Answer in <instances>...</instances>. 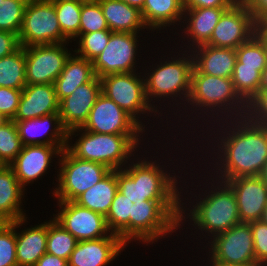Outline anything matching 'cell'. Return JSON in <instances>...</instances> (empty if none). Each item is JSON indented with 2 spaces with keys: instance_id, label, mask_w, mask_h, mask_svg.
<instances>
[{
  "instance_id": "1",
  "label": "cell",
  "mask_w": 267,
  "mask_h": 266,
  "mask_svg": "<svg viewBox=\"0 0 267 266\" xmlns=\"http://www.w3.org/2000/svg\"><path fill=\"white\" fill-rule=\"evenodd\" d=\"M180 203L181 200L127 198L118 191L106 223L111 233L118 235L125 244L133 239L150 243L180 227L184 220Z\"/></svg>"
},
{
  "instance_id": "2",
  "label": "cell",
  "mask_w": 267,
  "mask_h": 266,
  "mask_svg": "<svg viewBox=\"0 0 267 266\" xmlns=\"http://www.w3.org/2000/svg\"><path fill=\"white\" fill-rule=\"evenodd\" d=\"M234 118L233 131H228L225 137L221 136L220 159L222 180L239 177L259 176L267 161V128L258 125L246 117ZM239 120V121H238ZM238 121V122H237ZM238 125H237V124ZM225 163V164H224ZM223 168V170H221ZM225 177V178H224Z\"/></svg>"
},
{
  "instance_id": "3",
  "label": "cell",
  "mask_w": 267,
  "mask_h": 266,
  "mask_svg": "<svg viewBox=\"0 0 267 266\" xmlns=\"http://www.w3.org/2000/svg\"><path fill=\"white\" fill-rule=\"evenodd\" d=\"M138 162L131 167L129 165V169L116 170L118 191L121 194L134 199L180 200L175 176H168L155 162Z\"/></svg>"
},
{
  "instance_id": "4",
  "label": "cell",
  "mask_w": 267,
  "mask_h": 266,
  "mask_svg": "<svg viewBox=\"0 0 267 266\" xmlns=\"http://www.w3.org/2000/svg\"><path fill=\"white\" fill-rule=\"evenodd\" d=\"M83 131L78 141L73 146L68 144L66 149L76 158L101 163L111 170L123 169L121 165H124L139 143L138 134Z\"/></svg>"
},
{
  "instance_id": "5",
  "label": "cell",
  "mask_w": 267,
  "mask_h": 266,
  "mask_svg": "<svg viewBox=\"0 0 267 266\" xmlns=\"http://www.w3.org/2000/svg\"><path fill=\"white\" fill-rule=\"evenodd\" d=\"M219 187L214 192L209 191V195L205 196L197 205H193L194 209H191V215H189L195 226L207 233L211 232L214 234L212 236L227 231L240 223L239 210L233 190L223 181Z\"/></svg>"
},
{
  "instance_id": "6",
  "label": "cell",
  "mask_w": 267,
  "mask_h": 266,
  "mask_svg": "<svg viewBox=\"0 0 267 266\" xmlns=\"http://www.w3.org/2000/svg\"><path fill=\"white\" fill-rule=\"evenodd\" d=\"M60 155L59 184L53 193L59 201H75L112 171L101 163L76 158L66 148Z\"/></svg>"
},
{
  "instance_id": "7",
  "label": "cell",
  "mask_w": 267,
  "mask_h": 266,
  "mask_svg": "<svg viewBox=\"0 0 267 266\" xmlns=\"http://www.w3.org/2000/svg\"><path fill=\"white\" fill-rule=\"evenodd\" d=\"M189 102H192L190 105L192 104L193 106L196 104V108L197 105L201 108L209 107L212 110L217 106L218 110L224 107L222 110L225 109V113L226 110H230L233 107L232 115H234V110L237 112V114L235 113V117L239 114V116L242 115L241 117H245L247 109V103L237 93L232 78L211 76L201 72L191 73V91L187 103Z\"/></svg>"
},
{
  "instance_id": "8",
  "label": "cell",
  "mask_w": 267,
  "mask_h": 266,
  "mask_svg": "<svg viewBox=\"0 0 267 266\" xmlns=\"http://www.w3.org/2000/svg\"><path fill=\"white\" fill-rule=\"evenodd\" d=\"M18 40L22 47L67 43L52 2L28 0Z\"/></svg>"
},
{
  "instance_id": "9",
  "label": "cell",
  "mask_w": 267,
  "mask_h": 266,
  "mask_svg": "<svg viewBox=\"0 0 267 266\" xmlns=\"http://www.w3.org/2000/svg\"><path fill=\"white\" fill-rule=\"evenodd\" d=\"M135 72L108 74L100 78L101 93L113 100L121 109L128 113L141 127L137 113L155 111L148 102L145 93V80L137 78ZM147 110V111H146Z\"/></svg>"
},
{
  "instance_id": "10",
  "label": "cell",
  "mask_w": 267,
  "mask_h": 266,
  "mask_svg": "<svg viewBox=\"0 0 267 266\" xmlns=\"http://www.w3.org/2000/svg\"><path fill=\"white\" fill-rule=\"evenodd\" d=\"M193 55L189 58L179 57L173 61H165V64L157 65L145 80V93L148 102L150 97L161 98L163 96L184 95L188 101L191 91V73L193 70ZM191 57V58H190ZM182 59V60H181ZM177 94V95H176ZM153 96V97H152Z\"/></svg>"
},
{
  "instance_id": "11",
  "label": "cell",
  "mask_w": 267,
  "mask_h": 266,
  "mask_svg": "<svg viewBox=\"0 0 267 266\" xmlns=\"http://www.w3.org/2000/svg\"><path fill=\"white\" fill-rule=\"evenodd\" d=\"M83 129L101 134H140L144 131V127L102 93L97 97L85 124L68 131V139L77 130Z\"/></svg>"
},
{
  "instance_id": "12",
  "label": "cell",
  "mask_w": 267,
  "mask_h": 266,
  "mask_svg": "<svg viewBox=\"0 0 267 266\" xmlns=\"http://www.w3.org/2000/svg\"><path fill=\"white\" fill-rule=\"evenodd\" d=\"M257 32L258 26L252 14L239 0L222 14L207 45L236 50Z\"/></svg>"
},
{
  "instance_id": "13",
  "label": "cell",
  "mask_w": 267,
  "mask_h": 266,
  "mask_svg": "<svg viewBox=\"0 0 267 266\" xmlns=\"http://www.w3.org/2000/svg\"><path fill=\"white\" fill-rule=\"evenodd\" d=\"M70 55L64 43L25 47L26 83L54 84Z\"/></svg>"
},
{
  "instance_id": "14",
  "label": "cell",
  "mask_w": 267,
  "mask_h": 266,
  "mask_svg": "<svg viewBox=\"0 0 267 266\" xmlns=\"http://www.w3.org/2000/svg\"><path fill=\"white\" fill-rule=\"evenodd\" d=\"M212 241V257L222 263L257 265L254 242L249 223L240 222L215 236Z\"/></svg>"
},
{
  "instance_id": "15",
  "label": "cell",
  "mask_w": 267,
  "mask_h": 266,
  "mask_svg": "<svg viewBox=\"0 0 267 266\" xmlns=\"http://www.w3.org/2000/svg\"><path fill=\"white\" fill-rule=\"evenodd\" d=\"M136 33L112 32L105 49L92 61L95 75L131 73L135 68Z\"/></svg>"
},
{
  "instance_id": "16",
  "label": "cell",
  "mask_w": 267,
  "mask_h": 266,
  "mask_svg": "<svg viewBox=\"0 0 267 266\" xmlns=\"http://www.w3.org/2000/svg\"><path fill=\"white\" fill-rule=\"evenodd\" d=\"M59 206L63 209L53 219L78 241L103 238L110 232L104 215L81 207L74 201H59Z\"/></svg>"
},
{
  "instance_id": "17",
  "label": "cell",
  "mask_w": 267,
  "mask_h": 266,
  "mask_svg": "<svg viewBox=\"0 0 267 266\" xmlns=\"http://www.w3.org/2000/svg\"><path fill=\"white\" fill-rule=\"evenodd\" d=\"M223 182L235 194L240 222L262 219L267 205V184L259 176L239 177Z\"/></svg>"
},
{
  "instance_id": "18",
  "label": "cell",
  "mask_w": 267,
  "mask_h": 266,
  "mask_svg": "<svg viewBox=\"0 0 267 266\" xmlns=\"http://www.w3.org/2000/svg\"><path fill=\"white\" fill-rule=\"evenodd\" d=\"M101 94V80L95 76L91 81L80 85L74 92L59 101V116L67 131L81 128Z\"/></svg>"
},
{
  "instance_id": "19",
  "label": "cell",
  "mask_w": 267,
  "mask_h": 266,
  "mask_svg": "<svg viewBox=\"0 0 267 266\" xmlns=\"http://www.w3.org/2000/svg\"><path fill=\"white\" fill-rule=\"evenodd\" d=\"M126 244L121 238L110 235L86 241H78L68 259V266H106L119 255Z\"/></svg>"
},
{
  "instance_id": "20",
  "label": "cell",
  "mask_w": 267,
  "mask_h": 266,
  "mask_svg": "<svg viewBox=\"0 0 267 266\" xmlns=\"http://www.w3.org/2000/svg\"><path fill=\"white\" fill-rule=\"evenodd\" d=\"M62 150L58 146L51 145H27L9 165L24 187L27 183L40 178L50 165L52 155H60Z\"/></svg>"
},
{
  "instance_id": "21",
  "label": "cell",
  "mask_w": 267,
  "mask_h": 266,
  "mask_svg": "<svg viewBox=\"0 0 267 266\" xmlns=\"http://www.w3.org/2000/svg\"><path fill=\"white\" fill-rule=\"evenodd\" d=\"M14 122L17 126L19 137L23 146L43 144L58 146L61 150H64L68 145V131L64 128L59 113H52L42 117ZM52 123H54L53 132L48 134L49 136L47 139L38 140L36 137L40 136V133H45L46 135V132L49 131Z\"/></svg>"
},
{
  "instance_id": "22",
  "label": "cell",
  "mask_w": 267,
  "mask_h": 266,
  "mask_svg": "<svg viewBox=\"0 0 267 266\" xmlns=\"http://www.w3.org/2000/svg\"><path fill=\"white\" fill-rule=\"evenodd\" d=\"M59 112L54 84H27L22 89L13 121H24Z\"/></svg>"
},
{
  "instance_id": "23",
  "label": "cell",
  "mask_w": 267,
  "mask_h": 266,
  "mask_svg": "<svg viewBox=\"0 0 267 266\" xmlns=\"http://www.w3.org/2000/svg\"><path fill=\"white\" fill-rule=\"evenodd\" d=\"M197 48L198 50L195 51L197 54H194V51L192 54L195 56H193L192 72L232 78L236 63L235 49L217 48L207 44L198 46Z\"/></svg>"
},
{
  "instance_id": "24",
  "label": "cell",
  "mask_w": 267,
  "mask_h": 266,
  "mask_svg": "<svg viewBox=\"0 0 267 266\" xmlns=\"http://www.w3.org/2000/svg\"><path fill=\"white\" fill-rule=\"evenodd\" d=\"M112 32L138 33L140 28L146 27L141 11L121 0H98Z\"/></svg>"
},
{
  "instance_id": "25",
  "label": "cell",
  "mask_w": 267,
  "mask_h": 266,
  "mask_svg": "<svg viewBox=\"0 0 267 266\" xmlns=\"http://www.w3.org/2000/svg\"><path fill=\"white\" fill-rule=\"evenodd\" d=\"M93 63L80 56H69L54 86L58 101L71 95L82 84L95 77Z\"/></svg>"
},
{
  "instance_id": "26",
  "label": "cell",
  "mask_w": 267,
  "mask_h": 266,
  "mask_svg": "<svg viewBox=\"0 0 267 266\" xmlns=\"http://www.w3.org/2000/svg\"><path fill=\"white\" fill-rule=\"evenodd\" d=\"M23 186L17 180L13 169L4 165L0 169V218L4 222L16 221L25 217L21 211Z\"/></svg>"
},
{
  "instance_id": "27",
  "label": "cell",
  "mask_w": 267,
  "mask_h": 266,
  "mask_svg": "<svg viewBox=\"0 0 267 266\" xmlns=\"http://www.w3.org/2000/svg\"><path fill=\"white\" fill-rule=\"evenodd\" d=\"M48 222L21 233H16V259L18 266H35L46 253Z\"/></svg>"
},
{
  "instance_id": "28",
  "label": "cell",
  "mask_w": 267,
  "mask_h": 266,
  "mask_svg": "<svg viewBox=\"0 0 267 266\" xmlns=\"http://www.w3.org/2000/svg\"><path fill=\"white\" fill-rule=\"evenodd\" d=\"M117 192L116 170H112L100 182L81 194L74 202L106 217Z\"/></svg>"
},
{
  "instance_id": "29",
  "label": "cell",
  "mask_w": 267,
  "mask_h": 266,
  "mask_svg": "<svg viewBox=\"0 0 267 266\" xmlns=\"http://www.w3.org/2000/svg\"><path fill=\"white\" fill-rule=\"evenodd\" d=\"M229 8H194L185 9L184 12H189L187 28H185L186 34H190L192 37L193 45L196 47L205 45L210 41L212 32L220 20L222 14ZM190 20V21H189ZM189 25V26H188Z\"/></svg>"
},
{
  "instance_id": "30",
  "label": "cell",
  "mask_w": 267,
  "mask_h": 266,
  "mask_svg": "<svg viewBox=\"0 0 267 266\" xmlns=\"http://www.w3.org/2000/svg\"><path fill=\"white\" fill-rule=\"evenodd\" d=\"M141 14L146 26L158 29L180 21L185 13L182 0H145Z\"/></svg>"
},
{
  "instance_id": "31",
  "label": "cell",
  "mask_w": 267,
  "mask_h": 266,
  "mask_svg": "<svg viewBox=\"0 0 267 266\" xmlns=\"http://www.w3.org/2000/svg\"><path fill=\"white\" fill-rule=\"evenodd\" d=\"M26 83L25 47L0 59V87L23 89Z\"/></svg>"
},
{
  "instance_id": "32",
  "label": "cell",
  "mask_w": 267,
  "mask_h": 266,
  "mask_svg": "<svg viewBox=\"0 0 267 266\" xmlns=\"http://www.w3.org/2000/svg\"><path fill=\"white\" fill-rule=\"evenodd\" d=\"M236 60L241 67L256 68L262 74L267 66V41L259 31L236 49Z\"/></svg>"
},
{
  "instance_id": "33",
  "label": "cell",
  "mask_w": 267,
  "mask_h": 266,
  "mask_svg": "<svg viewBox=\"0 0 267 266\" xmlns=\"http://www.w3.org/2000/svg\"><path fill=\"white\" fill-rule=\"evenodd\" d=\"M78 240L54 219L48 222L46 252L68 260Z\"/></svg>"
},
{
  "instance_id": "34",
  "label": "cell",
  "mask_w": 267,
  "mask_h": 266,
  "mask_svg": "<svg viewBox=\"0 0 267 266\" xmlns=\"http://www.w3.org/2000/svg\"><path fill=\"white\" fill-rule=\"evenodd\" d=\"M53 5L63 36L67 41L78 37L82 2L66 0Z\"/></svg>"
},
{
  "instance_id": "35",
  "label": "cell",
  "mask_w": 267,
  "mask_h": 266,
  "mask_svg": "<svg viewBox=\"0 0 267 266\" xmlns=\"http://www.w3.org/2000/svg\"><path fill=\"white\" fill-rule=\"evenodd\" d=\"M232 81L237 93L248 103L260 89L261 73L256 68L241 67L236 60Z\"/></svg>"
},
{
  "instance_id": "36",
  "label": "cell",
  "mask_w": 267,
  "mask_h": 266,
  "mask_svg": "<svg viewBox=\"0 0 267 266\" xmlns=\"http://www.w3.org/2000/svg\"><path fill=\"white\" fill-rule=\"evenodd\" d=\"M22 147L15 122L3 121L0 124V161L9 166L21 152Z\"/></svg>"
},
{
  "instance_id": "37",
  "label": "cell",
  "mask_w": 267,
  "mask_h": 266,
  "mask_svg": "<svg viewBox=\"0 0 267 266\" xmlns=\"http://www.w3.org/2000/svg\"><path fill=\"white\" fill-rule=\"evenodd\" d=\"M25 218L4 222L0 226V266H18L16 259V228L26 221Z\"/></svg>"
},
{
  "instance_id": "38",
  "label": "cell",
  "mask_w": 267,
  "mask_h": 266,
  "mask_svg": "<svg viewBox=\"0 0 267 266\" xmlns=\"http://www.w3.org/2000/svg\"><path fill=\"white\" fill-rule=\"evenodd\" d=\"M28 0H4L0 5V30L19 35Z\"/></svg>"
},
{
  "instance_id": "39",
  "label": "cell",
  "mask_w": 267,
  "mask_h": 266,
  "mask_svg": "<svg viewBox=\"0 0 267 266\" xmlns=\"http://www.w3.org/2000/svg\"><path fill=\"white\" fill-rule=\"evenodd\" d=\"M109 30L98 0L82 2L79 34Z\"/></svg>"
},
{
  "instance_id": "40",
  "label": "cell",
  "mask_w": 267,
  "mask_h": 266,
  "mask_svg": "<svg viewBox=\"0 0 267 266\" xmlns=\"http://www.w3.org/2000/svg\"><path fill=\"white\" fill-rule=\"evenodd\" d=\"M111 33L110 30H101L79 34L78 37H81L79 38L80 48L75 50L76 54L80 53V57L92 62L105 49Z\"/></svg>"
},
{
  "instance_id": "41",
  "label": "cell",
  "mask_w": 267,
  "mask_h": 266,
  "mask_svg": "<svg viewBox=\"0 0 267 266\" xmlns=\"http://www.w3.org/2000/svg\"><path fill=\"white\" fill-rule=\"evenodd\" d=\"M245 117L267 128V89H259L249 100Z\"/></svg>"
},
{
  "instance_id": "42",
  "label": "cell",
  "mask_w": 267,
  "mask_h": 266,
  "mask_svg": "<svg viewBox=\"0 0 267 266\" xmlns=\"http://www.w3.org/2000/svg\"><path fill=\"white\" fill-rule=\"evenodd\" d=\"M249 224L253 236L256 264L265 266L267 265V224L262 220L252 221Z\"/></svg>"
},
{
  "instance_id": "43",
  "label": "cell",
  "mask_w": 267,
  "mask_h": 266,
  "mask_svg": "<svg viewBox=\"0 0 267 266\" xmlns=\"http://www.w3.org/2000/svg\"><path fill=\"white\" fill-rule=\"evenodd\" d=\"M22 89L0 87V115L12 120L17 112Z\"/></svg>"
},
{
  "instance_id": "44",
  "label": "cell",
  "mask_w": 267,
  "mask_h": 266,
  "mask_svg": "<svg viewBox=\"0 0 267 266\" xmlns=\"http://www.w3.org/2000/svg\"><path fill=\"white\" fill-rule=\"evenodd\" d=\"M252 14L257 26L267 22V0H241Z\"/></svg>"
},
{
  "instance_id": "45",
  "label": "cell",
  "mask_w": 267,
  "mask_h": 266,
  "mask_svg": "<svg viewBox=\"0 0 267 266\" xmlns=\"http://www.w3.org/2000/svg\"><path fill=\"white\" fill-rule=\"evenodd\" d=\"M239 0H182L183 8H230Z\"/></svg>"
},
{
  "instance_id": "46",
  "label": "cell",
  "mask_w": 267,
  "mask_h": 266,
  "mask_svg": "<svg viewBox=\"0 0 267 266\" xmlns=\"http://www.w3.org/2000/svg\"><path fill=\"white\" fill-rule=\"evenodd\" d=\"M19 47L20 44L16 34L0 30V59L12 54Z\"/></svg>"
},
{
  "instance_id": "47",
  "label": "cell",
  "mask_w": 267,
  "mask_h": 266,
  "mask_svg": "<svg viewBox=\"0 0 267 266\" xmlns=\"http://www.w3.org/2000/svg\"><path fill=\"white\" fill-rule=\"evenodd\" d=\"M35 266H68V260L46 252L38 259Z\"/></svg>"
},
{
  "instance_id": "48",
  "label": "cell",
  "mask_w": 267,
  "mask_h": 266,
  "mask_svg": "<svg viewBox=\"0 0 267 266\" xmlns=\"http://www.w3.org/2000/svg\"><path fill=\"white\" fill-rule=\"evenodd\" d=\"M123 2H125L126 4L138 8L140 11L143 9L144 7V2L145 0H121Z\"/></svg>"
},
{
  "instance_id": "49",
  "label": "cell",
  "mask_w": 267,
  "mask_h": 266,
  "mask_svg": "<svg viewBox=\"0 0 267 266\" xmlns=\"http://www.w3.org/2000/svg\"><path fill=\"white\" fill-rule=\"evenodd\" d=\"M260 89H267V66L264 68L261 74Z\"/></svg>"
},
{
  "instance_id": "50",
  "label": "cell",
  "mask_w": 267,
  "mask_h": 266,
  "mask_svg": "<svg viewBox=\"0 0 267 266\" xmlns=\"http://www.w3.org/2000/svg\"><path fill=\"white\" fill-rule=\"evenodd\" d=\"M210 262L213 263L212 266H258V265L229 264V263L218 262L215 260H211Z\"/></svg>"
},
{
  "instance_id": "51",
  "label": "cell",
  "mask_w": 267,
  "mask_h": 266,
  "mask_svg": "<svg viewBox=\"0 0 267 266\" xmlns=\"http://www.w3.org/2000/svg\"><path fill=\"white\" fill-rule=\"evenodd\" d=\"M258 31L267 41V22L263 23L262 25L258 26Z\"/></svg>"
},
{
  "instance_id": "52",
  "label": "cell",
  "mask_w": 267,
  "mask_h": 266,
  "mask_svg": "<svg viewBox=\"0 0 267 266\" xmlns=\"http://www.w3.org/2000/svg\"><path fill=\"white\" fill-rule=\"evenodd\" d=\"M259 177L267 184V161L265 162Z\"/></svg>"
},
{
  "instance_id": "53",
  "label": "cell",
  "mask_w": 267,
  "mask_h": 266,
  "mask_svg": "<svg viewBox=\"0 0 267 266\" xmlns=\"http://www.w3.org/2000/svg\"><path fill=\"white\" fill-rule=\"evenodd\" d=\"M261 220L267 224V205L265 206L264 213H263Z\"/></svg>"
},
{
  "instance_id": "54",
  "label": "cell",
  "mask_w": 267,
  "mask_h": 266,
  "mask_svg": "<svg viewBox=\"0 0 267 266\" xmlns=\"http://www.w3.org/2000/svg\"><path fill=\"white\" fill-rule=\"evenodd\" d=\"M46 1L52 2V3H56V2H59V1H66V0H46ZM71 1H81V2H83V1H87V0H71Z\"/></svg>"
},
{
  "instance_id": "55",
  "label": "cell",
  "mask_w": 267,
  "mask_h": 266,
  "mask_svg": "<svg viewBox=\"0 0 267 266\" xmlns=\"http://www.w3.org/2000/svg\"><path fill=\"white\" fill-rule=\"evenodd\" d=\"M6 119L0 115V124L5 121Z\"/></svg>"
},
{
  "instance_id": "56",
  "label": "cell",
  "mask_w": 267,
  "mask_h": 266,
  "mask_svg": "<svg viewBox=\"0 0 267 266\" xmlns=\"http://www.w3.org/2000/svg\"><path fill=\"white\" fill-rule=\"evenodd\" d=\"M4 166V164L0 161V169Z\"/></svg>"
},
{
  "instance_id": "57",
  "label": "cell",
  "mask_w": 267,
  "mask_h": 266,
  "mask_svg": "<svg viewBox=\"0 0 267 266\" xmlns=\"http://www.w3.org/2000/svg\"><path fill=\"white\" fill-rule=\"evenodd\" d=\"M4 223V221L0 218V226Z\"/></svg>"
}]
</instances>
